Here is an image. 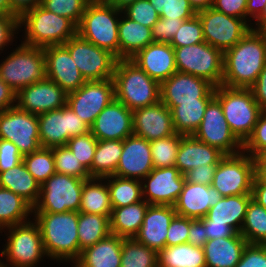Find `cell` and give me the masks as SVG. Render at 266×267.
<instances>
[{
	"label": "cell",
	"instance_id": "1",
	"mask_svg": "<svg viewBox=\"0 0 266 267\" xmlns=\"http://www.w3.org/2000/svg\"><path fill=\"white\" fill-rule=\"evenodd\" d=\"M266 63V40L259 30L250 31L224 52L223 86L250 88Z\"/></svg>",
	"mask_w": 266,
	"mask_h": 267
},
{
	"label": "cell",
	"instance_id": "2",
	"mask_svg": "<svg viewBox=\"0 0 266 267\" xmlns=\"http://www.w3.org/2000/svg\"><path fill=\"white\" fill-rule=\"evenodd\" d=\"M48 258L74 263L79 258L78 212H33ZM63 261V262H62Z\"/></svg>",
	"mask_w": 266,
	"mask_h": 267
},
{
	"label": "cell",
	"instance_id": "3",
	"mask_svg": "<svg viewBox=\"0 0 266 267\" xmlns=\"http://www.w3.org/2000/svg\"><path fill=\"white\" fill-rule=\"evenodd\" d=\"M113 80L115 99L132 111L160 101V83L130 59H117Z\"/></svg>",
	"mask_w": 266,
	"mask_h": 267
},
{
	"label": "cell",
	"instance_id": "4",
	"mask_svg": "<svg viewBox=\"0 0 266 267\" xmlns=\"http://www.w3.org/2000/svg\"><path fill=\"white\" fill-rule=\"evenodd\" d=\"M24 27L22 43L34 47L62 45L77 34V26L68 18L44 9L41 5L26 11L19 18Z\"/></svg>",
	"mask_w": 266,
	"mask_h": 267
},
{
	"label": "cell",
	"instance_id": "5",
	"mask_svg": "<svg viewBox=\"0 0 266 267\" xmlns=\"http://www.w3.org/2000/svg\"><path fill=\"white\" fill-rule=\"evenodd\" d=\"M121 13L122 10L104 0H91L82 15L77 33L119 59L118 27Z\"/></svg>",
	"mask_w": 266,
	"mask_h": 267
},
{
	"label": "cell",
	"instance_id": "6",
	"mask_svg": "<svg viewBox=\"0 0 266 267\" xmlns=\"http://www.w3.org/2000/svg\"><path fill=\"white\" fill-rule=\"evenodd\" d=\"M215 97L220 101L231 131L244 143L252 134L258 117L263 112L251 89L219 85L216 87Z\"/></svg>",
	"mask_w": 266,
	"mask_h": 267
},
{
	"label": "cell",
	"instance_id": "7",
	"mask_svg": "<svg viewBox=\"0 0 266 267\" xmlns=\"http://www.w3.org/2000/svg\"><path fill=\"white\" fill-rule=\"evenodd\" d=\"M0 79L16 93L47 78L44 48L21 42L0 62Z\"/></svg>",
	"mask_w": 266,
	"mask_h": 267
},
{
	"label": "cell",
	"instance_id": "8",
	"mask_svg": "<svg viewBox=\"0 0 266 267\" xmlns=\"http://www.w3.org/2000/svg\"><path fill=\"white\" fill-rule=\"evenodd\" d=\"M7 242L0 256L6 259L5 267H35L47 257L41 232L35 221L5 228ZM8 262V263H7Z\"/></svg>",
	"mask_w": 266,
	"mask_h": 267
},
{
	"label": "cell",
	"instance_id": "9",
	"mask_svg": "<svg viewBox=\"0 0 266 267\" xmlns=\"http://www.w3.org/2000/svg\"><path fill=\"white\" fill-rule=\"evenodd\" d=\"M258 173L257 160L245 152L225 155L218 163L211 186L222 197L252 194V183Z\"/></svg>",
	"mask_w": 266,
	"mask_h": 267
},
{
	"label": "cell",
	"instance_id": "10",
	"mask_svg": "<svg viewBox=\"0 0 266 267\" xmlns=\"http://www.w3.org/2000/svg\"><path fill=\"white\" fill-rule=\"evenodd\" d=\"M177 72L208 80L215 87L222 84L224 53L207 42L174 48Z\"/></svg>",
	"mask_w": 266,
	"mask_h": 267
},
{
	"label": "cell",
	"instance_id": "11",
	"mask_svg": "<svg viewBox=\"0 0 266 267\" xmlns=\"http://www.w3.org/2000/svg\"><path fill=\"white\" fill-rule=\"evenodd\" d=\"M85 181L74 176L54 173L41 184L40 196L33 206V212H79Z\"/></svg>",
	"mask_w": 266,
	"mask_h": 267
},
{
	"label": "cell",
	"instance_id": "12",
	"mask_svg": "<svg viewBox=\"0 0 266 267\" xmlns=\"http://www.w3.org/2000/svg\"><path fill=\"white\" fill-rule=\"evenodd\" d=\"M85 81L112 79L117 58L108 50L83 39L78 33L63 44Z\"/></svg>",
	"mask_w": 266,
	"mask_h": 267
},
{
	"label": "cell",
	"instance_id": "13",
	"mask_svg": "<svg viewBox=\"0 0 266 267\" xmlns=\"http://www.w3.org/2000/svg\"><path fill=\"white\" fill-rule=\"evenodd\" d=\"M41 147L66 146L71 137L85 135L90 127L67 104L38 115Z\"/></svg>",
	"mask_w": 266,
	"mask_h": 267
},
{
	"label": "cell",
	"instance_id": "14",
	"mask_svg": "<svg viewBox=\"0 0 266 267\" xmlns=\"http://www.w3.org/2000/svg\"><path fill=\"white\" fill-rule=\"evenodd\" d=\"M193 136L217 148L224 155H235L243 151V143L231 131L216 97L208 103L202 122Z\"/></svg>",
	"mask_w": 266,
	"mask_h": 267
},
{
	"label": "cell",
	"instance_id": "15",
	"mask_svg": "<svg viewBox=\"0 0 266 267\" xmlns=\"http://www.w3.org/2000/svg\"><path fill=\"white\" fill-rule=\"evenodd\" d=\"M197 15L202 23L204 41L223 53L251 29L245 20L226 15L212 7L197 12Z\"/></svg>",
	"mask_w": 266,
	"mask_h": 267
},
{
	"label": "cell",
	"instance_id": "16",
	"mask_svg": "<svg viewBox=\"0 0 266 267\" xmlns=\"http://www.w3.org/2000/svg\"><path fill=\"white\" fill-rule=\"evenodd\" d=\"M0 138L14 143L22 156L38 150L41 147L38 115L17 106L1 111Z\"/></svg>",
	"mask_w": 266,
	"mask_h": 267
},
{
	"label": "cell",
	"instance_id": "17",
	"mask_svg": "<svg viewBox=\"0 0 266 267\" xmlns=\"http://www.w3.org/2000/svg\"><path fill=\"white\" fill-rule=\"evenodd\" d=\"M115 99L114 80L86 81L67 94V106L91 127L96 117Z\"/></svg>",
	"mask_w": 266,
	"mask_h": 267
},
{
	"label": "cell",
	"instance_id": "18",
	"mask_svg": "<svg viewBox=\"0 0 266 267\" xmlns=\"http://www.w3.org/2000/svg\"><path fill=\"white\" fill-rule=\"evenodd\" d=\"M216 87L208 80L191 74L175 72L160 83V101L170 110L180 103L213 99Z\"/></svg>",
	"mask_w": 266,
	"mask_h": 267
},
{
	"label": "cell",
	"instance_id": "19",
	"mask_svg": "<svg viewBox=\"0 0 266 267\" xmlns=\"http://www.w3.org/2000/svg\"><path fill=\"white\" fill-rule=\"evenodd\" d=\"M143 200L150 205L174 206L186 182L175 166L154 168L142 181Z\"/></svg>",
	"mask_w": 266,
	"mask_h": 267
},
{
	"label": "cell",
	"instance_id": "20",
	"mask_svg": "<svg viewBox=\"0 0 266 267\" xmlns=\"http://www.w3.org/2000/svg\"><path fill=\"white\" fill-rule=\"evenodd\" d=\"M66 102L67 93L48 78L21 88L16 93V106L36 115L60 109Z\"/></svg>",
	"mask_w": 266,
	"mask_h": 267
},
{
	"label": "cell",
	"instance_id": "21",
	"mask_svg": "<svg viewBox=\"0 0 266 267\" xmlns=\"http://www.w3.org/2000/svg\"><path fill=\"white\" fill-rule=\"evenodd\" d=\"M133 134L148 141L176 134L171 110L159 101L132 111Z\"/></svg>",
	"mask_w": 266,
	"mask_h": 267
},
{
	"label": "cell",
	"instance_id": "22",
	"mask_svg": "<svg viewBox=\"0 0 266 267\" xmlns=\"http://www.w3.org/2000/svg\"><path fill=\"white\" fill-rule=\"evenodd\" d=\"M154 169L150 141L132 134L123 140L115 176L143 180Z\"/></svg>",
	"mask_w": 266,
	"mask_h": 267
},
{
	"label": "cell",
	"instance_id": "23",
	"mask_svg": "<svg viewBox=\"0 0 266 267\" xmlns=\"http://www.w3.org/2000/svg\"><path fill=\"white\" fill-rule=\"evenodd\" d=\"M44 53L47 78L57 83L67 94L86 82L63 44L44 47Z\"/></svg>",
	"mask_w": 266,
	"mask_h": 267
},
{
	"label": "cell",
	"instance_id": "24",
	"mask_svg": "<svg viewBox=\"0 0 266 267\" xmlns=\"http://www.w3.org/2000/svg\"><path fill=\"white\" fill-rule=\"evenodd\" d=\"M90 132L97 140H124L133 134L132 110L114 99L96 117Z\"/></svg>",
	"mask_w": 266,
	"mask_h": 267
},
{
	"label": "cell",
	"instance_id": "25",
	"mask_svg": "<svg viewBox=\"0 0 266 267\" xmlns=\"http://www.w3.org/2000/svg\"><path fill=\"white\" fill-rule=\"evenodd\" d=\"M130 60L159 83L177 72L174 48L169 43H150Z\"/></svg>",
	"mask_w": 266,
	"mask_h": 267
},
{
	"label": "cell",
	"instance_id": "26",
	"mask_svg": "<svg viewBox=\"0 0 266 267\" xmlns=\"http://www.w3.org/2000/svg\"><path fill=\"white\" fill-rule=\"evenodd\" d=\"M175 215L174 206L149 205L140 230L134 238L159 253L166 247L168 228Z\"/></svg>",
	"mask_w": 266,
	"mask_h": 267
},
{
	"label": "cell",
	"instance_id": "27",
	"mask_svg": "<svg viewBox=\"0 0 266 267\" xmlns=\"http://www.w3.org/2000/svg\"><path fill=\"white\" fill-rule=\"evenodd\" d=\"M221 198L220 193L211 185L186 181L174 205L176 215L191 219H202Z\"/></svg>",
	"mask_w": 266,
	"mask_h": 267
},
{
	"label": "cell",
	"instance_id": "28",
	"mask_svg": "<svg viewBox=\"0 0 266 267\" xmlns=\"http://www.w3.org/2000/svg\"><path fill=\"white\" fill-rule=\"evenodd\" d=\"M225 155L214 148L196 139L193 135H183L176 156L175 167L181 174L205 164H218Z\"/></svg>",
	"mask_w": 266,
	"mask_h": 267
},
{
	"label": "cell",
	"instance_id": "29",
	"mask_svg": "<svg viewBox=\"0 0 266 267\" xmlns=\"http://www.w3.org/2000/svg\"><path fill=\"white\" fill-rule=\"evenodd\" d=\"M123 238L110 234L83 249L73 267H121Z\"/></svg>",
	"mask_w": 266,
	"mask_h": 267
},
{
	"label": "cell",
	"instance_id": "30",
	"mask_svg": "<svg viewBox=\"0 0 266 267\" xmlns=\"http://www.w3.org/2000/svg\"><path fill=\"white\" fill-rule=\"evenodd\" d=\"M247 244V240L240 233L207 240L203 246L206 267H235Z\"/></svg>",
	"mask_w": 266,
	"mask_h": 267
},
{
	"label": "cell",
	"instance_id": "31",
	"mask_svg": "<svg viewBox=\"0 0 266 267\" xmlns=\"http://www.w3.org/2000/svg\"><path fill=\"white\" fill-rule=\"evenodd\" d=\"M251 199L252 194L224 196L209 209L207 215L202 219L203 221L227 224L240 233Z\"/></svg>",
	"mask_w": 266,
	"mask_h": 267
},
{
	"label": "cell",
	"instance_id": "32",
	"mask_svg": "<svg viewBox=\"0 0 266 267\" xmlns=\"http://www.w3.org/2000/svg\"><path fill=\"white\" fill-rule=\"evenodd\" d=\"M119 59H130L139 50L153 43L151 28L131 20L121 13L118 27Z\"/></svg>",
	"mask_w": 266,
	"mask_h": 267
},
{
	"label": "cell",
	"instance_id": "33",
	"mask_svg": "<svg viewBox=\"0 0 266 267\" xmlns=\"http://www.w3.org/2000/svg\"><path fill=\"white\" fill-rule=\"evenodd\" d=\"M149 205L142 200L125 207L113 208L110 217L111 234L122 238H134L140 230Z\"/></svg>",
	"mask_w": 266,
	"mask_h": 267
},
{
	"label": "cell",
	"instance_id": "34",
	"mask_svg": "<svg viewBox=\"0 0 266 267\" xmlns=\"http://www.w3.org/2000/svg\"><path fill=\"white\" fill-rule=\"evenodd\" d=\"M0 187L20 195L32 206L38 202L41 189L40 183L28 172L23 161L0 173Z\"/></svg>",
	"mask_w": 266,
	"mask_h": 267
},
{
	"label": "cell",
	"instance_id": "35",
	"mask_svg": "<svg viewBox=\"0 0 266 267\" xmlns=\"http://www.w3.org/2000/svg\"><path fill=\"white\" fill-rule=\"evenodd\" d=\"M112 209L107 177L86 180L83 184L79 212L111 216Z\"/></svg>",
	"mask_w": 266,
	"mask_h": 267
},
{
	"label": "cell",
	"instance_id": "36",
	"mask_svg": "<svg viewBox=\"0 0 266 267\" xmlns=\"http://www.w3.org/2000/svg\"><path fill=\"white\" fill-rule=\"evenodd\" d=\"M32 214L33 206L29 202L20 195L0 187V233L7 227L30 221Z\"/></svg>",
	"mask_w": 266,
	"mask_h": 267
},
{
	"label": "cell",
	"instance_id": "37",
	"mask_svg": "<svg viewBox=\"0 0 266 267\" xmlns=\"http://www.w3.org/2000/svg\"><path fill=\"white\" fill-rule=\"evenodd\" d=\"M123 150V140H98L91 168V178L115 174Z\"/></svg>",
	"mask_w": 266,
	"mask_h": 267
},
{
	"label": "cell",
	"instance_id": "38",
	"mask_svg": "<svg viewBox=\"0 0 266 267\" xmlns=\"http://www.w3.org/2000/svg\"><path fill=\"white\" fill-rule=\"evenodd\" d=\"M159 267H206L203 248L188 243L166 246L158 253Z\"/></svg>",
	"mask_w": 266,
	"mask_h": 267
},
{
	"label": "cell",
	"instance_id": "39",
	"mask_svg": "<svg viewBox=\"0 0 266 267\" xmlns=\"http://www.w3.org/2000/svg\"><path fill=\"white\" fill-rule=\"evenodd\" d=\"M110 217L78 212L79 256L83 249L94 245L111 234Z\"/></svg>",
	"mask_w": 266,
	"mask_h": 267
},
{
	"label": "cell",
	"instance_id": "40",
	"mask_svg": "<svg viewBox=\"0 0 266 267\" xmlns=\"http://www.w3.org/2000/svg\"><path fill=\"white\" fill-rule=\"evenodd\" d=\"M212 99L180 103L171 109L174 130L178 134L193 135L202 122L206 107Z\"/></svg>",
	"mask_w": 266,
	"mask_h": 267
},
{
	"label": "cell",
	"instance_id": "41",
	"mask_svg": "<svg viewBox=\"0 0 266 267\" xmlns=\"http://www.w3.org/2000/svg\"><path fill=\"white\" fill-rule=\"evenodd\" d=\"M112 208L125 207L143 200L142 182L138 179L107 177Z\"/></svg>",
	"mask_w": 266,
	"mask_h": 267
},
{
	"label": "cell",
	"instance_id": "42",
	"mask_svg": "<svg viewBox=\"0 0 266 267\" xmlns=\"http://www.w3.org/2000/svg\"><path fill=\"white\" fill-rule=\"evenodd\" d=\"M240 234L248 244L266 245V208L251 199Z\"/></svg>",
	"mask_w": 266,
	"mask_h": 267
},
{
	"label": "cell",
	"instance_id": "43",
	"mask_svg": "<svg viewBox=\"0 0 266 267\" xmlns=\"http://www.w3.org/2000/svg\"><path fill=\"white\" fill-rule=\"evenodd\" d=\"M121 267H159L158 252L135 238H123Z\"/></svg>",
	"mask_w": 266,
	"mask_h": 267
},
{
	"label": "cell",
	"instance_id": "44",
	"mask_svg": "<svg viewBox=\"0 0 266 267\" xmlns=\"http://www.w3.org/2000/svg\"><path fill=\"white\" fill-rule=\"evenodd\" d=\"M23 162L28 172L40 185L56 173L53 147H40L38 150L23 156Z\"/></svg>",
	"mask_w": 266,
	"mask_h": 267
},
{
	"label": "cell",
	"instance_id": "45",
	"mask_svg": "<svg viewBox=\"0 0 266 267\" xmlns=\"http://www.w3.org/2000/svg\"><path fill=\"white\" fill-rule=\"evenodd\" d=\"M182 134H174L150 142L154 168L175 166Z\"/></svg>",
	"mask_w": 266,
	"mask_h": 267
},
{
	"label": "cell",
	"instance_id": "46",
	"mask_svg": "<svg viewBox=\"0 0 266 267\" xmlns=\"http://www.w3.org/2000/svg\"><path fill=\"white\" fill-rule=\"evenodd\" d=\"M53 156L56 173L66 174L85 180L91 178L89 171L67 146L53 147Z\"/></svg>",
	"mask_w": 266,
	"mask_h": 267
},
{
	"label": "cell",
	"instance_id": "47",
	"mask_svg": "<svg viewBox=\"0 0 266 267\" xmlns=\"http://www.w3.org/2000/svg\"><path fill=\"white\" fill-rule=\"evenodd\" d=\"M91 0H42L41 6L54 14L70 19L77 27Z\"/></svg>",
	"mask_w": 266,
	"mask_h": 267
},
{
	"label": "cell",
	"instance_id": "48",
	"mask_svg": "<svg viewBox=\"0 0 266 267\" xmlns=\"http://www.w3.org/2000/svg\"><path fill=\"white\" fill-rule=\"evenodd\" d=\"M201 42H204L202 23L196 14L190 19L184 20L169 44L176 48Z\"/></svg>",
	"mask_w": 266,
	"mask_h": 267
},
{
	"label": "cell",
	"instance_id": "49",
	"mask_svg": "<svg viewBox=\"0 0 266 267\" xmlns=\"http://www.w3.org/2000/svg\"><path fill=\"white\" fill-rule=\"evenodd\" d=\"M97 138L88 132L85 135L71 137L66 146L72 151L75 157L89 170L97 147Z\"/></svg>",
	"mask_w": 266,
	"mask_h": 267
},
{
	"label": "cell",
	"instance_id": "50",
	"mask_svg": "<svg viewBox=\"0 0 266 267\" xmlns=\"http://www.w3.org/2000/svg\"><path fill=\"white\" fill-rule=\"evenodd\" d=\"M160 17L187 20L197 13L188 0H148Z\"/></svg>",
	"mask_w": 266,
	"mask_h": 267
},
{
	"label": "cell",
	"instance_id": "51",
	"mask_svg": "<svg viewBox=\"0 0 266 267\" xmlns=\"http://www.w3.org/2000/svg\"><path fill=\"white\" fill-rule=\"evenodd\" d=\"M243 152L257 161L266 153V111L260 114L252 134L243 143Z\"/></svg>",
	"mask_w": 266,
	"mask_h": 267
},
{
	"label": "cell",
	"instance_id": "52",
	"mask_svg": "<svg viewBox=\"0 0 266 267\" xmlns=\"http://www.w3.org/2000/svg\"><path fill=\"white\" fill-rule=\"evenodd\" d=\"M122 13L131 20L148 28H152L160 18L159 13L148 0H136L122 9Z\"/></svg>",
	"mask_w": 266,
	"mask_h": 267
},
{
	"label": "cell",
	"instance_id": "53",
	"mask_svg": "<svg viewBox=\"0 0 266 267\" xmlns=\"http://www.w3.org/2000/svg\"><path fill=\"white\" fill-rule=\"evenodd\" d=\"M183 22L179 18L160 17L151 28L153 42L170 43Z\"/></svg>",
	"mask_w": 266,
	"mask_h": 267
},
{
	"label": "cell",
	"instance_id": "54",
	"mask_svg": "<svg viewBox=\"0 0 266 267\" xmlns=\"http://www.w3.org/2000/svg\"><path fill=\"white\" fill-rule=\"evenodd\" d=\"M190 229V218L175 215L170 222L166 246L186 244Z\"/></svg>",
	"mask_w": 266,
	"mask_h": 267
},
{
	"label": "cell",
	"instance_id": "55",
	"mask_svg": "<svg viewBox=\"0 0 266 267\" xmlns=\"http://www.w3.org/2000/svg\"><path fill=\"white\" fill-rule=\"evenodd\" d=\"M235 267H266V245L247 244Z\"/></svg>",
	"mask_w": 266,
	"mask_h": 267
},
{
	"label": "cell",
	"instance_id": "56",
	"mask_svg": "<svg viewBox=\"0 0 266 267\" xmlns=\"http://www.w3.org/2000/svg\"><path fill=\"white\" fill-rule=\"evenodd\" d=\"M23 161V156L11 141L0 138V173L12 169Z\"/></svg>",
	"mask_w": 266,
	"mask_h": 267
},
{
	"label": "cell",
	"instance_id": "57",
	"mask_svg": "<svg viewBox=\"0 0 266 267\" xmlns=\"http://www.w3.org/2000/svg\"><path fill=\"white\" fill-rule=\"evenodd\" d=\"M19 17L15 15H0V52L14 42L15 35L18 34ZM18 31V32H17ZM0 53V54H1Z\"/></svg>",
	"mask_w": 266,
	"mask_h": 267
},
{
	"label": "cell",
	"instance_id": "58",
	"mask_svg": "<svg viewBox=\"0 0 266 267\" xmlns=\"http://www.w3.org/2000/svg\"><path fill=\"white\" fill-rule=\"evenodd\" d=\"M248 0H213L212 8L226 15L241 18L246 21Z\"/></svg>",
	"mask_w": 266,
	"mask_h": 267
},
{
	"label": "cell",
	"instance_id": "59",
	"mask_svg": "<svg viewBox=\"0 0 266 267\" xmlns=\"http://www.w3.org/2000/svg\"><path fill=\"white\" fill-rule=\"evenodd\" d=\"M218 164H205L189 170L184 174L187 182L211 185Z\"/></svg>",
	"mask_w": 266,
	"mask_h": 267
},
{
	"label": "cell",
	"instance_id": "60",
	"mask_svg": "<svg viewBox=\"0 0 266 267\" xmlns=\"http://www.w3.org/2000/svg\"><path fill=\"white\" fill-rule=\"evenodd\" d=\"M206 227L203 219H191L187 243L196 247L203 248L207 241Z\"/></svg>",
	"mask_w": 266,
	"mask_h": 267
},
{
	"label": "cell",
	"instance_id": "61",
	"mask_svg": "<svg viewBox=\"0 0 266 267\" xmlns=\"http://www.w3.org/2000/svg\"><path fill=\"white\" fill-rule=\"evenodd\" d=\"M250 89L259 107L266 111V63Z\"/></svg>",
	"mask_w": 266,
	"mask_h": 267
},
{
	"label": "cell",
	"instance_id": "62",
	"mask_svg": "<svg viewBox=\"0 0 266 267\" xmlns=\"http://www.w3.org/2000/svg\"><path fill=\"white\" fill-rule=\"evenodd\" d=\"M206 227L207 239H219L235 235L237 232L227 224L213 223V221H203Z\"/></svg>",
	"mask_w": 266,
	"mask_h": 267
},
{
	"label": "cell",
	"instance_id": "63",
	"mask_svg": "<svg viewBox=\"0 0 266 267\" xmlns=\"http://www.w3.org/2000/svg\"><path fill=\"white\" fill-rule=\"evenodd\" d=\"M16 106V92L0 79V112Z\"/></svg>",
	"mask_w": 266,
	"mask_h": 267
},
{
	"label": "cell",
	"instance_id": "64",
	"mask_svg": "<svg viewBox=\"0 0 266 267\" xmlns=\"http://www.w3.org/2000/svg\"><path fill=\"white\" fill-rule=\"evenodd\" d=\"M252 199L266 208V181L258 173L252 183Z\"/></svg>",
	"mask_w": 266,
	"mask_h": 267
},
{
	"label": "cell",
	"instance_id": "65",
	"mask_svg": "<svg viewBox=\"0 0 266 267\" xmlns=\"http://www.w3.org/2000/svg\"><path fill=\"white\" fill-rule=\"evenodd\" d=\"M10 15L21 17L26 11L41 5L42 0H9Z\"/></svg>",
	"mask_w": 266,
	"mask_h": 267
},
{
	"label": "cell",
	"instance_id": "66",
	"mask_svg": "<svg viewBox=\"0 0 266 267\" xmlns=\"http://www.w3.org/2000/svg\"><path fill=\"white\" fill-rule=\"evenodd\" d=\"M266 5V0H248L247 1V7H246V22L249 24L250 22V26L252 27V23H251V18H253V20H257Z\"/></svg>",
	"mask_w": 266,
	"mask_h": 267
},
{
	"label": "cell",
	"instance_id": "67",
	"mask_svg": "<svg viewBox=\"0 0 266 267\" xmlns=\"http://www.w3.org/2000/svg\"><path fill=\"white\" fill-rule=\"evenodd\" d=\"M188 2L196 13L213 5V0H188Z\"/></svg>",
	"mask_w": 266,
	"mask_h": 267
},
{
	"label": "cell",
	"instance_id": "68",
	"mask_svg": "<svg viewBox=\"0 0 266 267\" xmlns=\"http://www.w3.org/2000/svg\"><path fill=\"white\" fill-rule=\"evenodd\" d=\"M104 1L110 5H113L117 9L122 10L129 4L135 2L136 0H104Z\"/></svg>",
	"mask_w": 266,
	"mask_h": 267
},
{
	"label": "cell",
	"instance_id": "69",
	"mask_svg": "<svg viewBox=\"0 0 266 267\" xmlns=\"http://www.w3.org/2000/svg\"><path fill=\"white\" fill-rule=\"evenodd\" d=\"M252 24L253 25H252L251 28L254 29V30H259V31L266 25V5H265V8H264L261 16L256 20L255 23H252Z\"/></svg>",
	"mask_w": 266,
	"mask_h": 267
},
{
	"label": "cell",
	"instance_id": "70",
	"mask_svg": "<svg viewBox=\"0 0 266 267\" xmlns=\"http://www.w3.org/2000/svg\"><path fill=\"white\" fill-rule=\"evenodd\" d=\"M0 15H10L9 0H0Z\"/></svg>",
	"mask_w": 266,
	"mask_h": 267
},
{
	"label": "cell",
	"instance_id": "71",
	"mask_svg": "<svg viewBox=\"0 0 266 267\" xmlns=\"http://www.w3.org/2000/svg\"><path fill=\"white\" fill-rule=\"evenodd\" d=\"M257 167H266V153L257 161Z\"/></svg>",
	"mask_w": 266,
	"mask_h": 267
},
{
	"label": "cell",
	"instance_id": "72",
	"mask_svg": "<svg viewBox=\"0 0 266 267\" xmlns=\"http://www.w3.org/2000/svg\"><path fill=\"white\" fill-rule=\"evenodd\" d=\"M258 174L266 181V167H258Z\"/></svg>",
	"mask_w": 266,
	"mask_h": 267
},
{
	"label": "cell",
	"instance_id": "73",
	"mask_svg": "<svg viewBox=\"0 0 266 267\" xmlns=\"http://www.w3.org/2000/svg\"><path fill=\"white\" fill-rule=\"evenodd\" d=\"M266 40V25L260 30Z\"/></svg>",
	"mask_w": 266,
	"mask_h": 267
},
{
	"label": "cell",
	"instance_id": "74",
	"mask_svg": "<svg viewBox=\"0 0 266 267\" xmlns=\"http://www.w3.org/2000/svg\"><path fill=\"white\" fill-rule=\"evenodd\" d=\"M1 261L2 260L0 259V267H5V265H4L5 262L4 261L1 262Z\"/></svg>",
	"mask_w": 266,
	"mask_h": 267
}]
</instances>
